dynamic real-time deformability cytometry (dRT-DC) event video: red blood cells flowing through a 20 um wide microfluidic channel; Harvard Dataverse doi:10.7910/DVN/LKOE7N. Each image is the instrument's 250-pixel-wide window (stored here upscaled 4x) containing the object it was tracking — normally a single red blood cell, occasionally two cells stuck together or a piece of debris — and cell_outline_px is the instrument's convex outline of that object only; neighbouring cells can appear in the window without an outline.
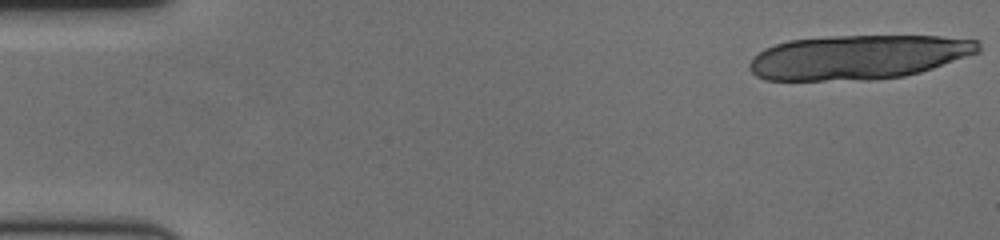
{"species": "human", "species_latin": "Homo sapiens", "temperature_condition": "cold", "stored_images_in_passage": 20, "camera_frame_rate_fps": 3000, "um_per_image_px": 0.085, "donor": {"sex": "female"}, "frame": {"image": 1, "passage_image": 1, "time_ms": 0.0, "image_size_px": [1000, 240], "cell_outline_px": [[980, 52], [920, 72], [904, 76], [876, 80], [764, 80], [756, 76], [748, 68], [748, 64], [752, 56], [764, 48], [788, 40], [828, 36], [940, 36], [980, 40]], "centroid_in_image_um": [72.92, 4.86], "position_along_channel_um": 12.1, "area_um2": 59.65}}